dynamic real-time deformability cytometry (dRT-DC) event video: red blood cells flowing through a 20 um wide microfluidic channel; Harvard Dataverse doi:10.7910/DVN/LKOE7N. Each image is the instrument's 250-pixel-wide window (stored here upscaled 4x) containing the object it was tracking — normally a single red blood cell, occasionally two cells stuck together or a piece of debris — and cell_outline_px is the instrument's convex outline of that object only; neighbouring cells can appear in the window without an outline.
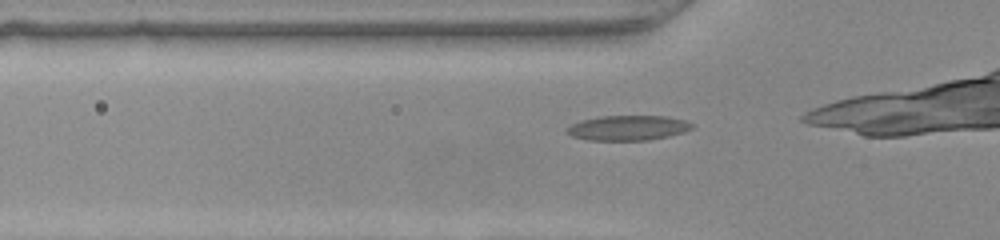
{"species": "common noctule bat (a hibernating species)", "species_latin": "Nyctalus noctula", "temperature_condition": "warm", "stored_images_in_passage": 24, "camera_frame_rate_fps": 3000, "um_per_image_px": 0.085, "animal": {"sex": "female", "body_mass_g": 22.0, "forearm_length_mm": 56.7}, "frame": {"image": 1, "passage_image": 2, "time_ms": 0.333, "image_size_px": [1000, 240], "cell_outline_px": [[692, 128], [684, 132], [668, 136], [648, 140], [588, 140], [572, 136], [564, 132], [572, 124], [584, 120], [600, 116], [664, 116], [684, 120], [692, 124]], "centroid_in_image_um": [53.36, 10.87], "position_along_channel_um": 72.4, "area_um2": 17.98}}
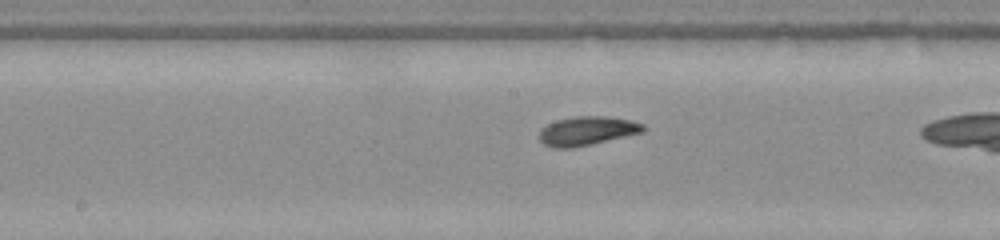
{"frame": {"image": 2, "passage_image": 11, "time_ms": 3.333, "image_size_px": [1000, 240], "cell_outline_px": [[644, 132], [592, 144], [572, 148], [552, 148], [544, 144], [540, 140], [540, 128], [556, 120], [576, 116], [608, 116], [632, 120], [644, 124]], "centroid_in_image_um": [49.9, 11.12], "position_along_channel_um": 198.3, "area_um2": 17.63}}
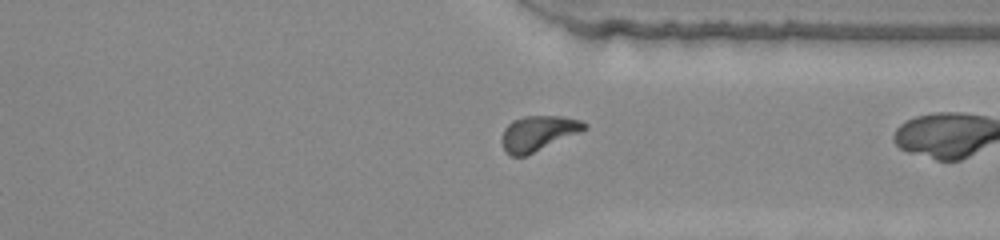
{"frame": {"image": 3, "passage_image": 23, "time_ms": 7.333, "image_size_px": [1000, 240], "cell_outline_px": [[588, 128], [580, 132], [524, 156], [512, 156], [504, 148], [504, 128], [512, 120], [524, 116], [560, 116], [580, 120], [588, 124]], "centroid_in_image_um": [45.78, 11.3], "position_along_channel_um": 365.6, "area_um2": 16.42}}